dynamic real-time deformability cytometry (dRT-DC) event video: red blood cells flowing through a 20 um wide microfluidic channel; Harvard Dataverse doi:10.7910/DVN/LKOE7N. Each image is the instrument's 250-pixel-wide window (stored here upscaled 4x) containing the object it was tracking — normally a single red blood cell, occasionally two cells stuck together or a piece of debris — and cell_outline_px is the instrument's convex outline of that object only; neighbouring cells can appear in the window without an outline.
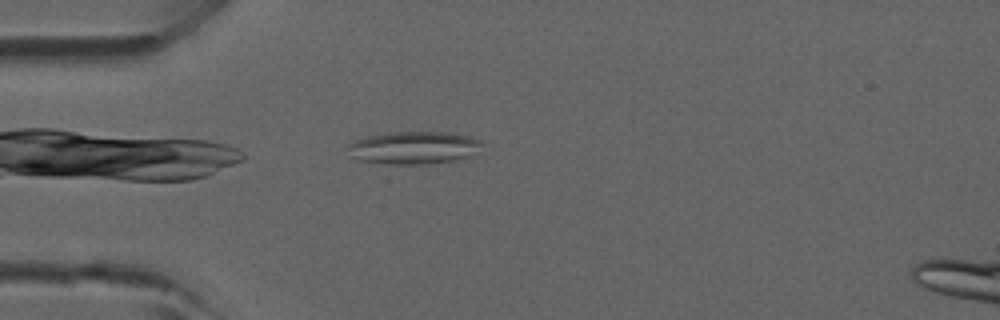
{"species": "common noctule bat (a hibernating species)", "species_latin": "Nyctalus noctula", "temperature_condition": "room temperature", "stored_images_in_passage": 2, "camera_frame_rate_fps": 3000, "um_per_image_px": 0.085, "animal": {"sex": "male", "forearm_length_mm": 52.5}, "frame": {"image": 1, "passage_image": 2, "time_ms": 0.333, "image_size_px": [1000, 320], "cell_outline_px": [[480, 144], [468, 156], [452, 160], [428, 164], [388, 164], [360, 160], [352, 156], [348, 144], [356, 140], [368, 136], [388, 132], [448, 132], [472, 136], [480, 140]], "centroid_in_image_um": [35.13, 12.54], "position_along_channel_um": 49.9, "area_um2": 25.03}}